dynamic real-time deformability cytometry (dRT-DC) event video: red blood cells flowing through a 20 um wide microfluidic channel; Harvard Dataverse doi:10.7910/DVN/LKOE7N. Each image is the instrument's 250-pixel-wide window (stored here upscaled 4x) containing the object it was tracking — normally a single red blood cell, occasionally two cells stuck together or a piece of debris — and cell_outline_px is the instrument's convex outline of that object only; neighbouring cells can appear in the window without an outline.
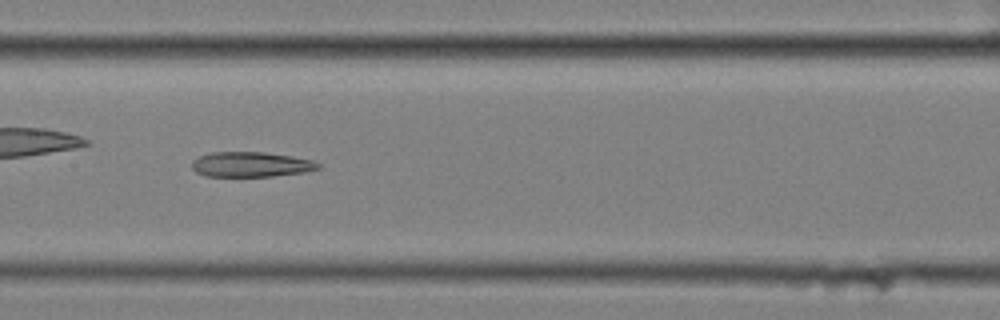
{"species": "common noctule bat (a hibernating species)", "species_latin": "Nyctalus noctula", "temperature_condition": "cold", "stored_images_in_passage": 42, "camera_frame_rate_fps": 3000, "um_per_image_px": 0.085, "animal": {"sex": "female", "body_mass_g": 25.1}, "frame": {"image": 1, "passage_image": 13, "time_ms": 4.0, "image_size_px": [1000, 320], "cell_outline_px": [[320, 168], [304, 172], [272, 176], [208, 176], [196, 172], [192, 168], [192, 160], [200, 156], [212, 152], [264, 152], [292, 156], [312, 160], [320, 164]], "centroid_in_image_um": [21.33, 13.97], "position_along_channel_um": 186.1, "area_um2": 18.32}}
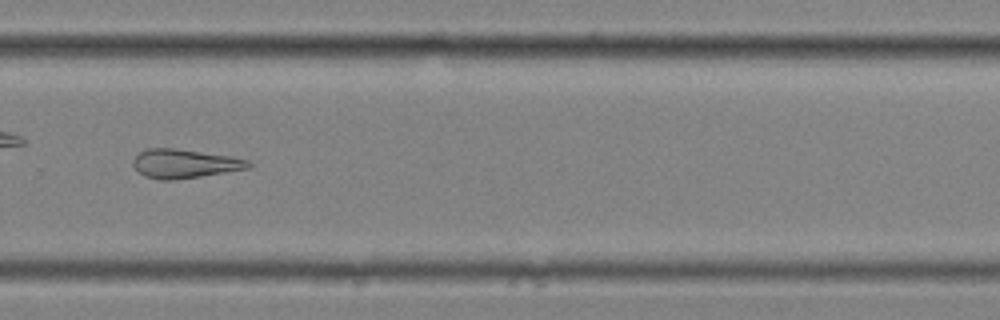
{"frame": {"image": 2, "passage_image": 24, "time_ms": 7.667, "image_size_px": [1000, 320], "cell_outline_px": [[252, 164], [248, 168], [200, 176], [172, 180], [160, 180], [144, 176], [132, 164], [132, 160], [140, 152], [148, 148], [176, 148], [232, 156], [248, 160]], "centroid_in_image_um": [15.67, 13.9], "position_along_channel_um": 314.1, "area_um2": 19.31}}
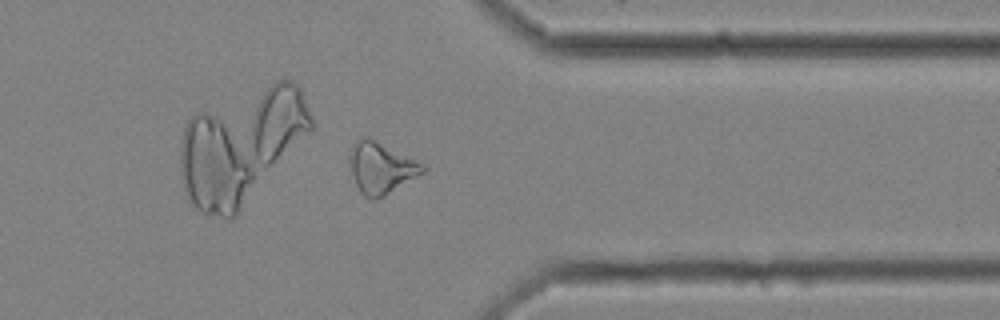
{"frame": {"image": 3, "passage_image": 30, "time_ms": 9.667, "image_size_px": [1000, 320], "cell_outline_px": [[428, 168], [424, 172], [376, 200], [372, 200], [364, 196], [360, 192], [356, 184], [352, 172], [348, 156], [352, 144], [360, 136], [368, 136], [424, 164]], "centroid_in_image_um": [32.36, 14.24], "position_along_channel_um": 379.0, "area_um2": 21.79}}